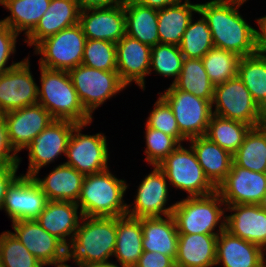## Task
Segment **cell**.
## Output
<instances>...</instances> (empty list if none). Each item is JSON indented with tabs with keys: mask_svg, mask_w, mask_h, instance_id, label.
Returning a JSON list of instances; mask_svg holds the SVG:
<instances>
[{
	"mask_svg": "<svg viewBox=\"0 0 266 267\" xmlns=\"http://www.w3.org/2000/svg\"><path fill=\"white\" fill-rule=\"evenodd\" d=\"M247 0H210L198 3V16L207 21L214 47L234 52L240 57L254 55L255 28L239 13Z\"/></svg>",
	"mask_w": 266,
	"mask_h": 267,
	"instance_id": "obj_1",
	"label": "cell"
},
{
	"mask_svg": "<svg viewBox=\"0 0 266 267\" xmlns=\"http://www.w3.org/2000/svg\"><path fill=\"white\" fill-rule=\"evenodd\" d=\"M116 243V217L83 216L65 247V260L77 265L109 263Z\"/></svg>",
	"mask_w": 266,
	"mask_h": 267,
	"instance_id": "obj_2",
	"label": "cell"
},
{
	"mask_svg": "<svg viewBox=\"0 0 266 267\" xmlns=\"http://www.w3.org/2000/svg\"><path fill=\"white\" fill-rule=\"evenodd\" d=\"M125 179L115 177L110 169L85 175L77 205L86 217H122L127 214Z\"/></svg>",
	"mask_w": 266,
	"mask_h": 267,
	"instance_id": "obj_3",
	"label": "cell"
},
{
	"mask_svg": "<svg viewBox=\"0 0 266 267\" xmlns=\"http://www.w3.org/2000/svg\"><path fill=\"white\" fill-rule=\"evenodd\" d=\"M38 103L54 119L69 120L77 124L92 122L93 117L84 109L68 71L39 66Z\"/></svg>",
	"mask_w": 266,
	"mask_h": 267,
	"instance_id": "obj_4",
	"label": "cell"
},
{
	"mask_svg": "<svg viewBox=\"0 0 266 267\" xmlns=\"http://www.w3.org/2000/svg\"><path fill=\"white\" fill-rule=\"evenodd\" d=\"M180 200L172 212L179 234H220L225 230L226 204L217 191Z\"/></svg>",
	"mask_w": 266,
	"mask_h": 267,
	"instance_id": "obj_5",
	"label": "cell"
},
{
	"mask_svg": "<svg viewBox=\"0 0 266 267\" xmlns=\"http://www.w3.org/2000/svg\"><path fill=\"white\" fill-rule=\"evenodd\" d=\"M157 166L166 175L169 185L186 192L188 197L206 196L216 191L191 146L185 148L180 144Z\"/></svg>",
	"mask_w": 266,
	"mask_h": 267,
	"instance_id": "obj_6",
	"label": "cell"
},
{
	"mask_svg": "<svg viewBox=\"0 0 266 267\" xmlns=\"http://www.w3.org/2000/svg\"><path fill=\"white\" fill-rule=\"evenodd\" d=\"M86 41L78 23L42 40L34 47L33 53L41 56L39 66L69 71L82 64Z\"/></svg>",
	"mask_w": 266,
	"mask_h": 267,
	"instance_id": "obj_7",
	"label": "cell"
},
{
	"mask_svg": "<svg viewBox=\"0 0 266 267\" xmlns=\"http://www.w3.org/2000/svg\"><path fill=\"white\" fill-rule=\"evenodd\" d=\"M213 114L256 127L262 125L265 112L252 98L239 76L214 86Z\"/></svg>",
	"mask_w": 266,
	"mask_h": 267,
	"instance_id": "obj_8",
	"label": "cell"
},
{
	"mask_svg": "<svg viewBox=\"0 0 266 267\" xmlns=\"http://www.w3.org/2000/svg\"><path fill=\"white\" fill-rule=\"evenodd\" d=\"M68 72L80 102L92 117L106 100L127 87L117 71H103L80 64Z\"/></svg>",
	"mask_w": 266,
	"mask_h": 267,
	"instance_id": "obj_9",
	"label": "cell"
},
{
	"mask_svg": "<svg viewBox=\"0 0 266 267\" xmlns=\"http://www.w3.org/2000/svg\"><path fill=\"white\" fill-rule=\"evenodd\" d=\"M170 106L180 133L187 139L205 136L213 116L212 102L176 89L172 84L158 93Z\"/></svg>",
	"mask_w": 266,
	"mask_h": 267,
	"instance_id": "obj_10",
	"label": "cell"
},
{
	"mask_svg": "<svg viewBox=\"0 0 266 267\" xmlns=\"http://www.w3.org/2000/svg\"><path fill=\"white\" fill-rule=\"evenodd\" d=\"M92 122L77 124L70 135L64 164L75 168L84 175L102 172L109 168L107 138L103 133L83 134L82 129Z\"/></svg>",
	"mask_w": 266,
	"mask_h": 267,
	"instance_id": "obj_11",
	"label": "cell"
},
{
	"mask_svg": "<svg viewBox=\"0 0 266 267\" xmlns=\"http://www.w3.org/2000/svg\"><path fill=\"white\" fill-rule=\"evenodd\" d=\"M76 125L73 121L55 119L34 137L26 148L29 163L27 172L23 175L39 174L42 167L53 163L62 154L66 156L68 141Z\"/></svg>",
	"mask_w": 266,
	"mask_h": 267,
	"instance_id": "obj_12",
	"label": "cell"
},
{
	"mask_svg": "<svg viewBox=\"0 0 266 267\" xmlns=\"http://www.w3.org/2000/svg\"><path fill=\"white\" fill-rule=\"evenodd\" d=\"M145 175L137 188L134 202L127 204V216L133 218H153L172 215L175 203L169 201L168 181L163 171L156 165Z\"/></svg>",
	"mask_w": 266,
	"mask_h": 267,
	"instance_id": "obj_13",
	"label": "cell"
},
{
	"mask_svg": "<svg viewBox=\"0 0 266 267\" xmlns=\"http://www.w3.org/2000/svg\"><path fill=\"white\" fill-rule=\"evenodd\" d=\"M30 57L0 74V114L38 103V85L30 71Z\"/></svg>",
	"mask_w": 266,
	"mask_h": 267,
	"instance_id": "obj_14",
	"label": "cell"
},
{
	"mask_svg": "<svg viewBox=\"0 0 266 267\" xmlns=\"http://www.w3.org/2000/svg\"><path fill=\"white\" fill-rule=\"evenodd\" d=\"M48 199L32 176L19 175L7 187L1 210L11 222L34 220L44 210Z\"/></svg>",
	"mask_w": 266,
	"mask_h": 267,
	"instance_id": "obj_15",
	"label": "cell"
},
{
	"mask_svg": "<svg viewBox=\"0 0 266 267\" xmlns=\"http://www.w3.org/2000/svg\"><path fill=\"white\" fill-rule=\"evenodd\" d=\"M216 191L228 205H259L266 195V173L254 172L232 163L226 178Z\"/></svg>",
	"mask_w": 266,
	"mask_h": 267,
	"instance_id": "obj_16",
	"label": "cell"
},
{
	"mask_svg": "<svg viewBox=\"0 0 266 267\" xmlns=\"http://www.w3.org/2000/svg\"><path fill=\"white\" fill-rule=\"evenodd\" d=\"M8 140L18 154L55 119L39 103L3 114Z\"/></svg>",
	"mask_w": 266,
	"mask_h": 267,
	"instance_id": "obj_17",
	"label": "cell"
},
{
	"mask_svg": "<svg viewBox=\"0 0 266 267\" xmlns=\"http://www.w3.org/2000/svg\"><path fill=\"white\" fill-rule=\"evenodd\" d=\"M18 240L45 266L65 261V245L44 230L36 219L12 222Z\"/></svg>",
	"mask_w": 266,
	"mask_h": 267,
	"instance_id": "obj_18",
	"label": "cell"
},
{
	"mask_svg": "<svg viewBox=\"0 0 266 267\" xmlns=\"http://www.w3.org/2000/svg\"><path fill=\"white\" fill-rule=\"evenodd\" d=\"M151 46L141 43L126 34L116 43V71L128 87L133 82L143 91L145 77L149 75Z\"/></svg>",
	"mask_w": 266,
	"mask_h": 267,
	"instance_id": "obj_19",
	"label": "cell"
},
{
	"mask_svg": "<svg viewBox=\"0 0 266 267\" xmlns=\"http://www.w3.org/2000/svg\"><path fill=\"white\" fill-rule=\"evenodd\" d=\"M79 24L86 39L117 43L126 34L124 4L80 10Z\"/></svg>",
	"mask_w": 266,
	"mask_h": 267,
	"instance_id": "obj_20",
	"label": "cell"
},
{
	"mask_svg": "<svg viewBox=\"0 0 266 267\" xmlns=\"http://www.w3.org/2000/svg\"><path fill=\"white\" fill-rule=\"evenodd\" d=\"M225 230L262 249L266 245V211L260 205L237 204L226 206Z\"/></svg>",
	"mask_w": 266,
	"mask_h": 267,
	"instance_id": "obj_21",
	"label": "cell"
},
{
	"mask_svg": "<svg viewBox=\"0 0 266 267\" xmlns=\"http://www.w3.org/2000/svg\"><path fill=\"white\" fill-rule=\"evenodd\" d=\"M78 210L79 206L75 202L48 200L36 221L66 246L83 218L82 212Z\"/></svg>",
	"mask_w": 266,
	"mask_h": 267,
	"instance_id": "obj_22",
	"label": "cell"
},
{
	"mask_svg": "<svg viewBox=\"0 0 266 267\" xmlns=\"http://www.w3.org/2000/svg\"><path fill=\"white\" fill-rule=\"evenodd\" d=\"M77 0H51L48 9L36 27L26 36L27 46H36L45 38L79 23Z\"/></svg>",
	"mask_w": 266,
	"mask_h": 267,
	"instance_id": "obj_23",
	"label": "cell"
},
{
	"mask_svg": "<svg viewBox=\"0 0 266 267\" xmlns=\"http://www.w3.org/2000/svg\"><path fill=\"white\" fill-rule=\"evenodd\" d=\"M261 267L263 250L256 244L241 239L224 230L217 236L215 266Z\"/></svg>",
	"mask_w": 266,
	"mask_h": 267,
	"instance_id": "obj_24",
	"label": "cell"
},
{
	"mask_svg": "<svg viewBox=\"0 0 266 267\" xmlns=\"http://www.w3.org/2000/svg\"><path fill=\"white\" fill-rule=\"evenodd\" d=\"M32 177L48 200L77 203L85 175L75 168L61 163L44 176L45 178H40L38 174H34Z\"/></svg>",
	"mask_w": 266,
	"mask_h": 267,
	"instance_id": "obj_25",
	"label": "cell"
},
{
	"mask_svg": "<svg viewBox=\"0 0 266 267\" xmlns=\"http://www.w3.org/2000/svg\"><path fill=\"white\" fill-rule=\"evenodd\" d=\"M218 234H179L176 267H214Z\"/></svg>",
	"mask_w": 266,
	"mask_h": 267,
	"instance_id": "obj_26",
	"label": "cell"
},
{
	"mask_svg": "<svg viewBox=\"0 0 266 267\" xmlns=\"http://www.w3.org/2000/svg\"><path fill=\"white\" fill-rule=\"evenodd\" d=\"M194 150L205 176L217 188L226 178L233 163V155L206 136L187 140Z\"/></svg>",
	"mask_w": 266,
	"mask_h": 267,
	"instance_id": "obj_27",
	"label": "cell"
},
{
	"mask_svg": "<svg viewBox=\"0 0 266 267\" xmlns=\"http://www.w3.org/2000/svg\"><path fill=\"white\" fill-rule=\"evenodd\" d=\"M141 224L143 251L160 252L175 260L179 233L173 216L143 218Z\"/></svg>",
	"mask_w": 266,
	"mask_h": 267,
	"instance_id": "obj_28",
	"label": "cell"
},
{
	"mask_svg": "<svg viewBox=\"0 0 266 267\" xmlns=\"http://www.w3.org/2000/svg\"><path fill=\"white\" fill-rule=\"evenodd\" d=\"M143 232L140 218L116 217V243L113 257L117 267H135L143 254Z\"/></svg>",
	"mask_w": 266,
	"mask_h": 267,
	"instance_id": "obj_29",
	"label": "cell"
},
{
	"mask_svg": "<svg viewBox=\"0 0 266 267\" xmlns=\"http://www.w3.org/2000/svg\"><path fill=\"white\" fill-rule=\"evenodd\" d=\"M124 13L127 36L151 47L160 43L157 9L146 7L136 0H125Z\"/></svg>",
	"mask_w": 266,
	"mask_h": 267,
	"instance_id": "obj_30",
	"label": "cell"
},
{
	"mask_svg": "<svg viewBox=\"0 0 266 267\" xmlns=\"http://www.w3.org/2000/svg\"><path fill=\"white\" fill-rule=\"evenodd\" d=\"M194 13H198V3L184 1L158 10V34L160 43L179 46L182 36Z\"/></svg>",
	"mask_w": 266,
	"mask_h": 267,
	"instance_id": "obj_31",
	"label": "cell"
},
{
	"mask_svg": "<svg viewBox=\"0 0 266 267\" xmlns=\"http://www.w3.org/2000/svg\"><path fill=\"white\" fill-rule=\"evenodd\" d=\"M51 0H0L10 15L0 21L17 34L27 36L37 25L49 7Z\"/></svg>",
	"mask_w": 266,
	"mask_h": 267,
	"instance_id": "obj_32",
	"label": "cell"
},
{
	"mask_svg": "<svg viewBox=\"0 0 266 267\" xmlns=\"http://www.w3.org/2000/svg\"><path fill=\"white\" fill-rule=\"evenodd\" d=\"M233 162L250 171L266 173V128L263 125L250 128L233 154Z\"/></svg>",
	"mask_w": 266,
	"mask_h": 267,
	"instance_id": "obj_33",
	"label": "cell"
},
{
	"mask_svg": "<svg viewBox=\"0 0 266 267\" xmlns=\"http://www.w3.org/2000/svg\"><path fill=\"white\" fill-rule=\"evenodd\" d=\"M238 76L254 101L266 112V56L255 53L241 57L238 63Z\"/></svg>",
	"mask_w": 266,
	"mask_h": 267,
	"instance_id": "obj_34",
	"label": "cell"
},
{
	"mask_svg": "<svg viewBox=\"0 0 266 267\" xmlns=\"http://www.w3.org/2000/svg\"><path fill=\"white\" fill-rule=\"evenodd\" d=\"M172 85L178 90L213 101L214 85L206 73L202 59L184 58L180 75Z\"/></svg>",
	"mask_w": 266,
	"mask_h": 267,
	"instance_id": "obj_35",
	"label": "cell"
},
{
	"mask_svg": "<svg viewBox=\"0 0 266 267\" xmlns=\"http://www.w3.org/2000/svg\"><path fill=\"white\" fill-rule=\"evenodd\" d=\"M250 128L251 126L246 123L213 114L205 136L233 155L243 143Z\"/></svg>",
	"mask_w": 266,
	"mask_h": 267,
	"instance_id": "obj_36",
	"label": "cell"
},
{
	"mask_svg": "<svg viewBox=\"0 0 266 267\" xmlns=\"http://www.w3.org/2000/svg\"><path fill=\"white\" fill-rule=\"evenodd\" d=\"M240 58L234 52L217 47L211 48L202 58L211 83L216 86L237 77Z\"/></svg>",
	"mask_w": 266,
	"mask_h": 267,
	"instance_id": "obj_37",
	"label": "cell"
},
{
	"mask_svg": "<svg viewBox=\"0 0 266 267\" xmlns=\"http://www.w3.org/2000/svg\"><path fill=\"white\" fill-rule=\"evenodd\" d=\"M193 17L185 30L179 49L184 58L202 59L214 47L212 34L207 21L201 17L194 21Z\"/></svg>",
	"mask_w": 266,
	"mask_h": 267,
	"instance_id": "obj_38",
	"label": "cell"
},
{
	"mask_svg": "<svg viewBox=\"0 0 266 267\" xmlns=\"http://www.w3.org/2000/svg\"><path fill=\"white\" fill-rule=\"evenodd\" d=\"M184 56L179 46L158 43L151 47L150 71L160 76L174 78L172 84L176 81L182 70Z\"/></svg>",
	"mask_w": 266,
	"mask_h": 267,
	"instance_id": "obj_39",
	"label": "cell"
},
{
	"mask_svg": "<svg viewBox=\"0 0 266 267\" xmlns=\"http://www.w3.org/2000/svg\"><path fill=\"white\" fill-rule=\"evenodd\" d=\"M0 260L3 267H44L10 231L0 234Z\"/></svg>",
	"mask_w": 266,
	"mask_h": 267,
	"instance_id": "obj_40",
	"label": "cell"
},
{
	"mask_svg": "<svg viewBox=\"0 0 266 267\" xmlns=\"http://www.w3.org/2000/svg\"><path fill=\"white\" fill-rule=\"evenodd\" d=\"M82 64L103 71H116V43L87 39Z\"/></svg>",
	"mask_w": 266,
	"mask_h": 267,
	"instance_id": "obj_41",
	"label": "cell"
},
{
	"mask_svg": "<svg viewBox=\"0 0 266 267\" xmlns=\"http://www.w3.org/2000/svg\"><path fill=\"white\" fill-rule=\"evenodd\" d=\"M145 127L146 155L145 161L150 165H158L162 162L180 143L172 136L150 128L147 124Z\"/></svg>",
	"mask_w": 266,
	"mask_h": 267,
	"instance_id": "obj_42",
	"label": "cell"
},
{
	"mask_svg": "<svg viewBox=\"0 0 266 267\" xmlns=\"http://www.w3.org/2000/svg\"><path fill=\"white\" fill-rule=\"evenodd\" d=\"M153 107L149 117L146 119V124L150 128L174 137L180 144L187 141V139L180 133L172 109L160 95Z\"/></svg>",
	"mask_w": 266,
	"mask_h": 267,
	"instance_id": "obj_43",
	"label": "cell"
},
{
	"mask_svg": "<svg viewBox=\"0 0 266 267\" xmlns=\"http://www.w3.org/2000/svg\"><path fill=\"white\" fill-rule=\"evenodd\" d=\"M18 36L19 34H17L13 29L0 21V74L21 62L13 61L11 65H7L10 56L14 55L16 52V39Z\"/></svg>",
	"mask_w": 266,
	"mask_h": 267,
	"instance_id": "obj_44",
	"label": "cell"
},
{
	"mask_svg": "<svg viewBox=\"0 0 266 267\" xmlns=\"http://www.w3.org/2000/svg\"><path fill=\"white\" fill-rule=\"evenodd\" d=\"M22 158L11 147L3 114H0V166H19Z\"/></svg>",
	"mask_w": 266,
	"mask_h": 267,
	"instance_id": "obj_45",
	"label": "cell"
},
{
	"mask_svg": "<svg viewBox=\"0 0 266 267\" xmlns=\"http://www.w3.org/2000/svg\"><path fill=\"white\" fill-rule=\"evenodd\" d=\"M135 267H176L175 260L160 252L143 251Z\"/></svg>",
	"mask_w": 266,
	"mask_h": 267,
	"instance_id": "obj_46",
	"label": "cell"
},
{
	"mask_svg": "<svg viewBox=\"0 0 266 267\" xmlns=\"http://www.w3.org/2000/svg\"><path fill=\"white\" fill-rule=\"evenodd\" d=\"M19 166H0V210L4 202L7 187L17 177Z\"/></svg>",
	"mask_w": 266,
	"mask_h": 267,
	"instance_id": "obj_47",
	"label": "cell"
},
{
	"mask_svg": "<svg viewBox=\"0 0 266 267\" xmlns=\"http://www.w3.org/2000/svg\"><path fill=\"white\" fill-rule=\"evenodd\" d=\"M257 28H255V47L256 53L266 56V15L255 20Z\"/></svg>",
	"mask_w": 266,
	"mask_h": 267,
	"instance_id": "obj_48",
	"label": "cell"
},
{
	"mask_svg": "<svg viewBox=\"0 0 266 267\" xmlns=\"http://www.w3.org/2000/svg\"><path fill=\"white\" fill-rule=\"evenodd\" d=\"M125 0H77L80 10L88 8L112 7L124 4Z\"/></svg>",
	"mask_w": 266,
	"mask_h": 267,
	"instance_id": "obj_49",
	"label": "cell"
},
{
	"mask_svg": "<svg viewBox=\"0 0 266 267\" xmlns=\"http://www.w3.org/2000/svg\"><path fill=\"white\" fill-rule=\"evenodd\" d=\"M139 3H141L142 5L146 6V7H150L153 9H163L167 6H172V5H176V4H180L183 1H189V0H136Z\"/></svg>",
	"mask_w": 266,
	"mask_h": 267,
	"instance_id": "obj_50",
	"label": "cell"
},
{
	"mask_svg": "<svg viewBox=\"0 0 266 267\" xmlns=\"http://www.w3.org/2000/svg\"><path fill=\"white\" fill-rule=\"evenodd\" d=\"M117 263L109 262V263H96V264H84V265H77V267H117Z\"/></svg>",
	"mask_w": 266,
	"mask_h": 267,
	"instance_id": "obj_51",
	"label": "cell"
},
{
	"mask_svg": "<svg viewBox=\"0 0 266 267\" xmlns=\"http://www.w3.org/2000/svg\"><path fill=\"white\" fill-rule=\"evenodd\" d=\"M68 262L65 260V261H62V262H59V263H55L53 264L54 267H71L70 265L67 264Z\"/></svg>",
	"mask_w": 266,
	"mask_h": 267,
	"instance_id": "obj_52",
	"label": "cell"
},
{
	"mask_svg": "<svg viewBox=\"0 0 266 267\" xmlns=\"http://www.w3.org/2000/svg\"><path fill=\"white\" fill-rule=\"evenodd\" d=\"M259 205L264 211H266V195L263 197Z\"/></svg>",
	"mask_w": 266,
	"mask_h": 267,
	"instance_id": "obj_53",
	"label": "cell"
},
{
	"mask_svg": "<svg viewBox=\"0 0 266 267\" xmlns=\"http://www.w3.org/2000/svg\"><path fill=\"white\" fill-rule=\"evenodd\" d=\"M263 250V258H264V264H266V245L264 246V248L262 249Z\"/></svg>",
	"mask_w": 266,
	"mask_h": 267,
	"instance_id": "obj_54",
	"label": "cell"
},
{
	"mask_svg": "<svg viewBox=\"0 0 266 267\" xmlns=\"http://www.w3.org/2000/svg\"><path fill=\"white\" fill-rule=\"evenodd\" d=\"M262 125L266 128V112H265V117H264V121L262 122Z\"/></svg>",
	"mask_w": 266,
	"mask_h": 267,
	"instance_id": "obj_55",
	"label": "cell"
}]
</instances>
